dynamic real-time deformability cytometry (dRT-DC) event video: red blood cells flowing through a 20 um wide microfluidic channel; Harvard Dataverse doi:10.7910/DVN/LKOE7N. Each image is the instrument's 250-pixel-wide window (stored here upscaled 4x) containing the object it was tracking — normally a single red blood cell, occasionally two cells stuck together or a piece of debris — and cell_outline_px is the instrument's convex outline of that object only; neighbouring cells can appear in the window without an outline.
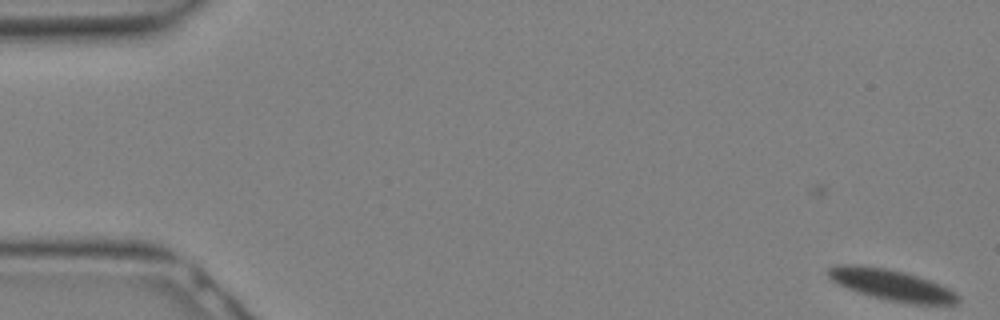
{"species": "Egyptian fruit bat (a non-hibernating species)", "species_latin": "Rousettus aegyptiacus", "temperature_condition": "warm", "stored_images_in_passage": 2, "camera_frame_rate_fps": 3000, "um_per_image_px": 0.085, "animal": {"sex": "female"}, "frame": {"image": 1, "passage_image": 2, "time_ms": 0.333, "image_size_px": [1000, 320], "cell_outline_px": [[960, 300], [956, 304], [908, 304], [888, 300], [872, 296], [848, 288], [832, 280], [828, 276], [828, 268], [832, 264], [860, 264], [888, 268], [904, 272], [940, 284], [956, 292], [960, 296]], "centroid_in_image_um": [75.79, 24.2], "position_along_channel_um": 9.2, "area_um2": 23.52}}